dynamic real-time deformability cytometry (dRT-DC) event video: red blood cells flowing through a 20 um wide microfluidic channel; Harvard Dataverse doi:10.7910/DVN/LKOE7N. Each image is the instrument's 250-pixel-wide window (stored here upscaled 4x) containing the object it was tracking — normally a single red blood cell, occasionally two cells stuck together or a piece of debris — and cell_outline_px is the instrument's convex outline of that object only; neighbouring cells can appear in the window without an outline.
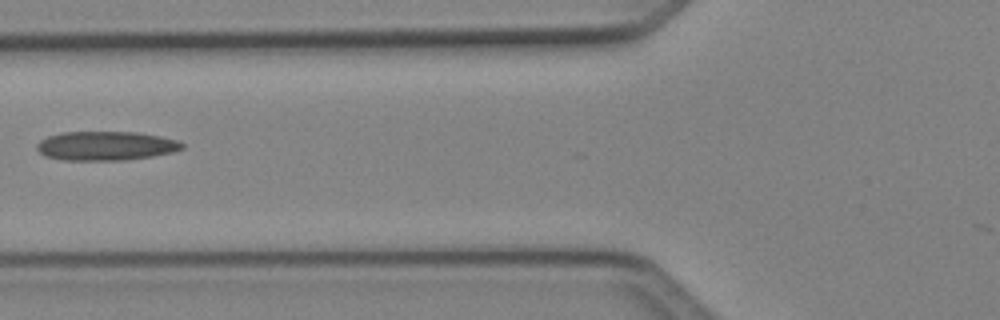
{"species": "Egyptian fruit bat (a non-hibernating species)", "species_latin": "Rousettus aegyptiacus", "temperature_condition": "cold", "stored_images_in_passage": 3, "camera_frame_rate_fps": 3000, "um_per_image_px": 0.085, "animal": {"sex": "female"}, "frame": {"image": 1, "passage_image": 2, "time_ms": 0.333, "image_size_px": [1000, 320], "cell_outline_px": [[184, 148], [172, 152], [152, 156], [128, 160], [64, 160], [44, 156], [36, 148], [36, 144], [40, 140], [48, 136], [64, 132], [136, 132], [160, 136], [180, 140], [184, 144]], "centroid_in_image_um": [9.01, 12.4], "position_along_channel_um": 116.8, "area_um2": 24.74}}
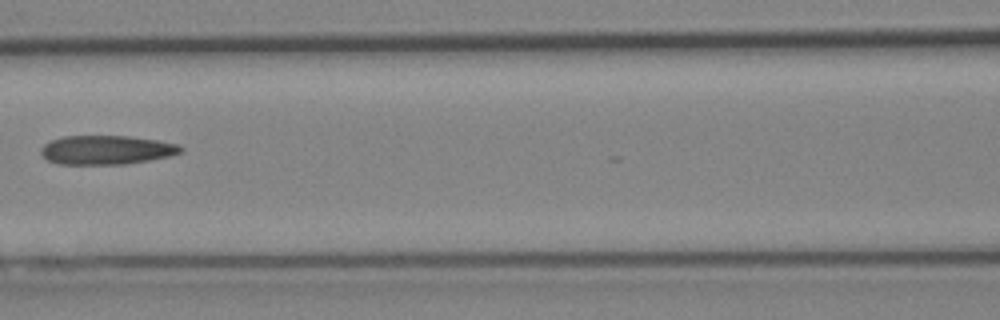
{"frame": {"image": 2, "passage_image": 3, "time_ms": 0.667, "image_size_px": [1000, 320], "cell_outline_px": [[184, 152], [168, 156], [148, 160], [124, 164], [56, 164], [48, 160], [40, 152], [40, 148], [44, 144], [52, 140], [64, 136], [128, 136], [156, 140], [176, 144], [184, 148]], "centroid_in_image_um": [9.03, 12.74], "position_along_channel_um": 157.6, "area_um2": 23.52}}